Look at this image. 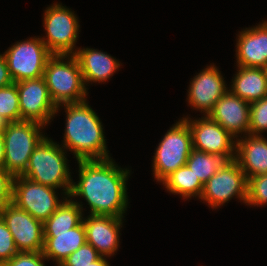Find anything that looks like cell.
Returning <instances> with one entry per match:
<instances>
[{"label": "cell", "instance_id": "cell-23", "mask_svg": "<svg viewBox=\"0 0 267 266\" xmlns=\"http://www.w3.org/2000/svg\"><path fill=\"white\" fill-rule=\"evenodd\" d=\"M161 183L168 192L179 194L183 199L196 196L201 198L204 189V185L187 165L172 172Z\"/></svg>", "mask_w": 267, "mask_h": 266}, {"label": "cell", "instance_id": "cell-21", "mask_svg": "<svg viewBox=\"0 0 267 266\" xmlns=\"http://www.w3.org/2000/svg\"><path fill=\"white\" fill-rule=\"evenodd\" d=\"M229 91L252 103L267 96V80L264 68L238 66Z\"/></svg>", "mask_w": 267, "mask_h": 266}, {"label": "cell", "instance_id": "cell-32", "mask_svg": "<svg viewBox=\"0 0 267 266\" xmlns=\"http://www.w3.org/2000/svg\"><path fill=\"white\" fill-rule=\"evenodd\" d=\"M13 83L10 76L8 64L4 54H0V87H5Z\"/></svg>", "mask_w": 267, "mask_h": 266}, {"label": "cell", "instance_id": "cell-5", "mask_svg": "<svg viewBox=\"0 0 267 266\" xmlns=\"http://www.w3.org/2000/svg\"><path fill=\"white\" fill-rule=\"evenodd\" d=\"M44 125L35 121L7 122L2 129L5 143L4 169L15 176L26 170L29 158L36 146L45 137Z\"/></svg>", "mask_w": 267, "mask_h": 266}, {"label": "cell", "instance_id": "cell-28", "mask_svg": "<svg viewBox=\"0 0 267 266\" xmlns=\"http://www.w3.org/2000/svg\"><path fill=\"white\" fill-rule=\"evenodd\" d=\"M100 257L98 251L86 242L63 260L59 266H89Z\"/></svg>", "mask_w": 267, "mask_h": 266}, {"label": "cell", "instance_id": "cell-36", "mask_svg": "<svg viewBox=\"0 0 267 266\" xmlns=\"http://www.w3.org/2000/svg\"><path fill=\"white\" fill-rule=\"evenodd\" d=\"M264 69H265L266 80H267V67H265Z\"/></svg>", "mask_w": 267, "mask_h": 266}, {"label": "cell", "instance_id": "cell-16", "mask_svg": "<svg viewBox=\"0 0 267 266\" xmlns=\"http://www.w3.org/2000/svg\"><path fill=\"white\" fill-rule=\"evenodd\" d=\"M86 229V242L101 256L110 257L118 251L123 218L109 215H89L82 218Z\"/></svg>", "mask_w": 267, "mask_h": 266}, {"label": "cell", "instance_id": "cell-2", "mask_svg": "<svg viewBox=\"0 0 267 266\" xmlns=\"http://www.w3.org/2000/svg\"><path fill=\"white\" fill-rule=\"evenodd\" d=\"M66 109V127L62 147L73 152L77 161L109 159L103 125L87 100L58 105Z\"/></svg>", "mask_w": 267, "mask_h": 266}, {"label": "cell", "instance_id": "cell-34", "mask_svg": "<svg viewBox=\"0 0 267 266\" xmlns=\"http://www.w3.org/2000/svg\"><path fill=\"white\" fill-rule=\"evenodd\" d=\"M107 257L101 256L98 260L89 264V266H110L109 262L106 260Z\"/></svg>", "mask_w": 267, "mask_h": 266}, {"label": "cell", "instance_id": "cell-4", "mask_svg": "<svg viewBox=\"0 0 267 266\" xmlns=\"http://www.w3.org/2000/svg\"><path fill=\"white\" fill-rule=\"evenodd\" d=\"M43 78L56 106L87 100L88 90L74 55L52 54L46 62Z\"/></svg>", "mask_w": 267, "mask_h": 266}, {"label": "cell", "instance_id": "cell-35", "mask_svg": "<svg viewBox=\"0 0 267 266\" xmlns=\"http://www.w3.org/2000/svg\"><path fill=\"white\" fill-rule=\"evenodd\" d=\"M6 122L4 121V119L0 116V131L5 127Z\"/></svg>", "mask_w": 267, "mask_h": 266}, {"label": "cell", "instance_id": "cell-19", "mask_svg": "<svg viewBox=\"0 0 267 266\" xmlns=\"http://www.w3.org/2000/svg\"><path fill=\"white\" fill-rule=\"evenodd\" d=\"M77 58L85 86L90 82H106L121 66L119 60L93 48H77Z\"/></svg>", "mask_w": 267, "mask_h": 266}, {"label": "cell", "instance_id": "cell-1", "mask_svg": "<svg viewBox=\"0 0 267 266\" xmlns=\"http://www.w3.org/2000/svg\"><path fill=\"white\" fill-rule=\"evenodd\" d=\"M79 181L72 182L69 197H83L90 215L124 218L128 206L126 181L129 169L119 167L111 158L80 160Z\"/></svg>", "mask_w": 267, "mask_h": 266}, {"label": "cell", "instance_id": "cell-31", "mask_svg": "<svg viewBox=\"0 0 267 266\" xmlns=\"http://www.w3.org/2000/svg\"><path fill=\"white\" fill-rule=\"evenodd\" d=\"M14 176L5 169H0V208L12 203Z\"/></svg>", "mask_w": 267, "mask_h": 266}, {"label": "cell", "instance_id": "cell-17", "mask_svg": "<svg viewBox=\"0 0 267 266\" xmlns=\"http://www.w3.org/2000/svg\"><path fill=\"white\" fill-rule=\"evenodd\" d=\"M237 66L267 67V21L243 29L236 43Z\"/></svg>", "mask_w": 267, "mask_h": 266}, {"label": "cell", "instance_id": "cell-7", "mask_svg": "<svg viewBox=\"0 0 267 266\" xmlns=\"http://www.w3.org/2000/svg\"><path fill=\"white\" fill-rule=\"evenodd\" d=\"M46 36L41 37L51 54L74 55L79 34V21L74 11L61 3L46 8L43 17Z\"/></svg>", "mask_w": 267, "mask_h": 266}, {"label": "cell", "instance_id": "cell-24", "mask_svg": "<svg viewBox=\"0 0 267 266\" xmlns=\"http://www.w3.org/2000/svg\"><path fill=\"white\" fill-rule=\"evenodd\" d=\"M231 161L226 154H210L193 149L186 165L204 185L212 175Z\"/></svg>", "mask_w": 267, "mask_h": 266}, {"label": "cell", "instance_id": "cell-30", "mask_svg": "<svg viewBox=\"0 0 267 266\" xmlns=\"http://www.w3.org/2000/svg\"><path fill=\"white\" fill-rule=\"evenodd\" d=\"M42 252H18L2 266H45Z\"/></svg>", "mask_w": 267, "mask_h": 266}, {"label": "cell", "instance_id": "cell-14", "mask_svg": "<svg viewBox=\"0 0 267 266\" xmlns=\"http://www.w3.org/2000/svg\"><path fill=\"white\" fill-rule=\"evenodd\" d=\"M216 66L209 65L197 73L190 81L188 89V104L192 108L208 115L215 103L228 91L229 87Z\"/></svg>", "mask_w": 267, "mask_h": 266}, {"label": "cell", "instance_id": "cell-25", "mask_svg": "<svg viewBox=\"0 0 267 266\" xmlns=\"http://www.w3.org/2000/svg\"><path fill=\"white\" fill-rule=\"evenodd\" d=\"M0 116L6 123L22 121L19 94L15 82L8 86L0 87Z\"/></svg>", "mask_w": 267, "mask_h": 266}, {"label": "cell", "instance_id": "cell-8", "mask_svg": "<svg viewBox=\"0 0 267 266\" xmlns=\"http://www.w3.org/2000/svg\"><path fill=\"white\" fill-rule=\"evenodd\" d=\"M3 54L13 82L42 77L46 62L52 55L41 38L36 36L17 41Z\"/></svg>", "mask_w": 267, "mask_h": 266}, {"label": "cell", "instance_id": "cell-29", "mask_svg": "<svg viewBox=\"0 0 267 266\" xmlns=\"http://www.w3.org/2000/svg\"><path fill=\"white\" fill-rule=\"evenodd\" d=\"M18 252L11 232L0 217V266L9 261Z\"/></svg>", "mask_w": 267, "mask_h": 266}, {"label": "cell", "instance_id": "cell-12", "mask_svg": "<svg viewBox=\"0 0 267 266\" xmlns=\"http://www.w3.org/2000/svg\"><path fill=\"white\" fill-rule=\"evenodd\" d=\"M15 83L19 94L22 120L35 121L44 127L49 124L55 116L57 106L49 94L43 76Z\"/></svg>", "mask_w": 267, "mask_h": 266}, {"label": "cell", "instance_id": "cell-18", "mask_svg": "<svg viewBox=\"0 0 267 266\" xmlns=\"http://www.w3.org/2000/svg\"><path fill=\"white\" fill-rule=\"evenodd\" d=\"M240 138L236 139L235 160L246 178L267 174V139L263 135L250 134Z\"/></svg>", "mask_w": 267, "mask_h": 266}, {"label": "cell", "instance_id": "cell-20", "mask_svg": "<svg viewBox=\"0 0 267 266\" xmlns=\"http://www.w3.org/2000/svg\"><path fill=\"white\" fill-rule=\"evenodd\" d=\"M86 243V229L81 222L75 228L63 233H44L42 253L59 266L70 254Z\"/></svg>", "mask_w": 267, "mask_h": 266}, {"label": "cell", "instance_id": "cell-15", "mask_svg": "<svg viewBox=\"0 0 267 266\" xmlns=\"http://www.w3.org/2000/svg\"><path fill=\"white\" fill-rule=\"evenodd\" d=\"M208 116L236 139L243 133V136L249 134L250 103L229 90L215 103Z\"/></svg>", "mask_w": 267, "mask_h": 266}, {"label": "cell", "instance_id": "cell-6", "mask_svg": "<svg viewBox=\"0 0 267 266\" xmlns=\"http://www.w3.org/2000/svg\"><path fill=\"white\" fill-rule=\"evenodd\" d=\"M192 150L191 130L182 118L167 131L155 150L152 167L157 182L161 183L172 172L186 165Z\"/></svg>", "mask_w": 267, "mask_h": 266}, {"label": "cell", "instance_id": "cell-33", "mask_svg": "<svg viewBox=\"0 0 267 266\" xmlns=\"http://www.w3.org/2000/svg\"><path fill=\"white\" fill-rule=\"evenodd\" d=\"M5 161V143L2 130L0 131V169H4Z\"/></svg>", "mask_w": 267, "mask_h": 266}, {"label": "cell", "instance_id": "cell-26", "mask_svg": "<svg viewBox=\"0 0 267 266\" xmlns=\"http://www.w3.org/2000/svg\"><path fill=\"white\" fill-rule=\"evenodd\" d=\"M246 205H267V174H261L248 179Z\"/></svg>", "mask_w": 267, "mask_h": 266}, {"label": "cell", "instance_id": "cell-10", "mask_svg": "<svg viewBox=\"0 0 267 266\" xmlns=\"http://www.w3.org/2000/svg\"><path fill=\"white\" fill-rule=\"evenodd\" d=\"M55 190L23 176H15L12 203L44 223L64 201V198L58 199Z\"/></svg>", "mask_w": 267, "mask_h": 266}, {"label": "cell", "instance_id": "cell-11", "mask_svg": "<svg viewBox=\"0 0 267 266\" xmlns=\"http://www.w3.org/2000/svg\"><path fill=\"white\" fill-rule=\"evenodd\" d=\"M0 217L11 232L19 252H42L43 222L18 208L14 203L0 208Z\"/></svg>", "mask_w": 267, "mask_h": 266}, {"label": "cell", "instance_id": "cell-13", "mask_svg": "<svg viewBox=\"0 0 267 266\" xmlns=\"http://www.w3.org/2000/svg\"><path fill=\"white\" fill-rule=\"evenodd\" d=\"M183 119L190 127L193 149L210 154H226L231 160L235 159L236 138L208 115L195 120L190 117Z\"/></svg>", "mask_w": 267, "mask_h": 266}, {"label": "cell", "instance_id": "cell-22", "mask_svg": "<svg viewBox=\"0 0 267 266\" xmlns=\"http://www.w3.org/2000/svg\"><path fill=\"white\" fill-rule=\"evenodd\" d=\"M64 198V201L58 206L57 210L43 223L44 233L67 232L82 222L84 215L82 214V202L80 204L69 196Z\"/></svg>", "mask_w": 267, "mask_h": 266}, {"label": "cell", "instance_id": "cell-3", "mask_svg": "<svg viewBox=\"0 0 267 266\" xmlns=\"http://www.w3.org/2000/svg\"><path fill=\"white\" fill-rule=\"evenodd\" d=\"M66 151L45 136L31 154L28 166L21 176L55 189L63 188V195L68 197L73 179L67 165Z\"/></svg>", "mask_w": 267, "mask_h": 266}, {"label": "cell", "instance_id": "cell-27", "mask_svg": "<svg viewBox=\"0 0 267 266\" xmlns=\"http://www.w3.org/2000/svg\"><path fill=\"white\" fill-rule=\"evenodd\" d=\"M267 131V96L250 103V135Z\"/></svg>", "mask_w": 267, "mask_h": 266}, {"label": "cell", "instance_id": "cell-9", "mask_svg": "<svg viewBox=\"0 0 267 266\" xmlns=\"http://www.w3.org/2000/svg\"><path fill=\"white\" fill-rule=\"evenodd\" d=\"M248 179L234 159L219 169L204 184L201 200L214 209L227 203L234 196L246 204Z\"/></svg>", "mask_w": 267, "mask_h": 266}]
</instances>
